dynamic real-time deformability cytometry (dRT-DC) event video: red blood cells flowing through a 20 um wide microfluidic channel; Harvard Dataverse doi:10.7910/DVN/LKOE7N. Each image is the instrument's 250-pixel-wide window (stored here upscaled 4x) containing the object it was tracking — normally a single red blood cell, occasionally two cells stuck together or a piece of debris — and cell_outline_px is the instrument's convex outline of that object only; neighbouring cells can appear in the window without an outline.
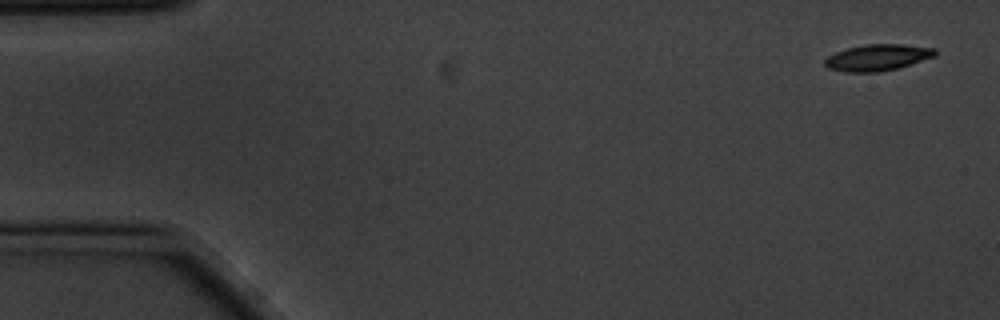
{"species": "common noctule bat (a hibernating species)", "species_latin": "Nyctalus noctula", "temperature_condition": "cold", "stored_images_in_passage": 56, "camera_frame_rate_fps": 3000, "um_per_image_px": 0.085, "animal": {"sex": "male", "body_mass_g": 20.1, "forearm_length_mm": 53.5}, "frame": {"image": 1, "passage_image": 1, "time_ms": 0.0, "image_size_px": [1000, 320], "cell_outline_px": [[936, 56], [896, 68], [880, 72], [844, 72], [828, 68], [824, 64], [824, 60], [828, 56], [836, 52], [848, 48], [868, 44], [904, 44], [936, 48]], "centroid_in_image_um": [74.59, 4.89], "position_along_channel_um": 10.4, "area_um2": 16.88}}
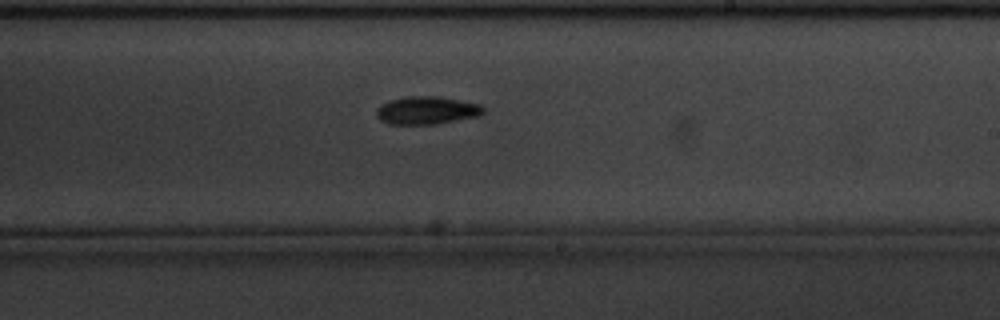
{"frame": {"image": 2, "passage_image": 32, "time_ms": 10.333, "image_size_px": [1000, 320], "cell_outline_px": [[484, 112], [480, 116], [436, 124], [388, 124], [380, 120], [376, 116], [376, 108], [380, 104], [388, 100], [408, 96], [440, 96], [480, 104], [484, 108]], "centroid_in_image_um": [36.25, 9.38], "position_along_channel_um": 252.7, "area_um2": 17.63}}
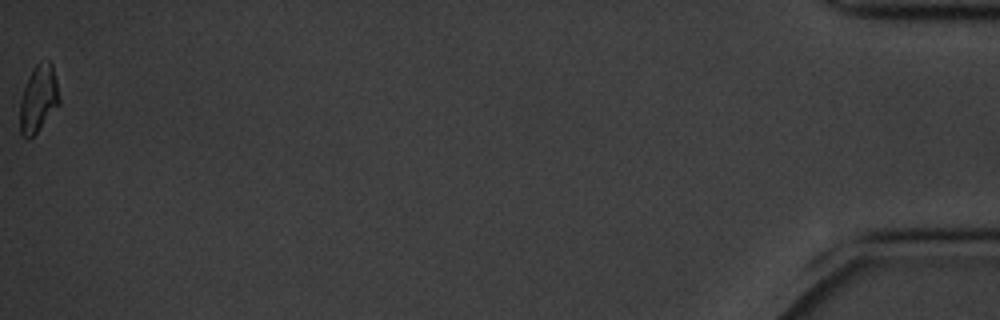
{"frame": {"image": 3, "passage_image": 56, "time_ms": 18.333, "image_size_px": [1000, 320], "cell_outline_px": [[60, 104], [36, 132], [28, 140], [24, 140], [20, 132], [20, 100], [24, 88], [32, 68], [40, 60], [48, 60], [52, 64], [56, 80], [60, 100]], "centroid_in_image_um": [3.26, 8.39], "position_along_channel_um": 431.9, "area_um2": 15.43}, "authors_computed_cell_mechanics": {"area_um2": 16.8776, "velocity_mm_per_s": 3.4865, "shape_relaxation_time_tau1_ms": 3.0063, "shape_relaxation_time_tau2_ms": null, "deformation_change_tau1": 0.1018, "deformation_change_tau2": null}}